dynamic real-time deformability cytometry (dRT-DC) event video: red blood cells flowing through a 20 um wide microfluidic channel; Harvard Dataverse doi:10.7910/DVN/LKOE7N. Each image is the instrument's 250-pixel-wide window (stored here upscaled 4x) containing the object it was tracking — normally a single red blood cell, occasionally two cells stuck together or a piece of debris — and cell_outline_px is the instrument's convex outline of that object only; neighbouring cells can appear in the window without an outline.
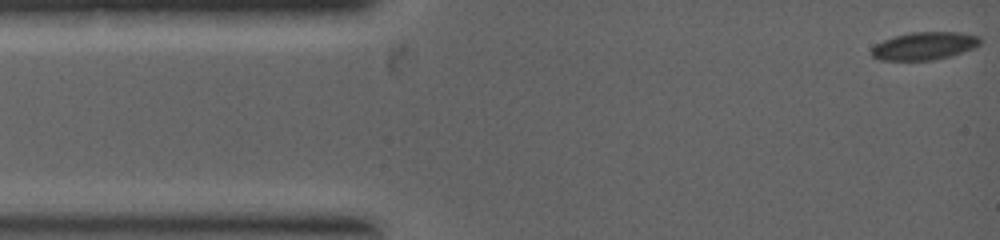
{"species": "common noctule bat (a hibernating species)", "species_latin": "Nyctalus noctula", "temperature_condition": "warm", "stored_images_in_passage": 12, "camera_frame_rate_fps": 5000, "um_per_image_px": 0.085, "animal": {"sex": "female", "body_mass_g": 19.0, "forearm_length_mm": 53.3}, "frame": {"image": 1, "passage_image": 1, "time_ms": 0.0, "image_size_px": [1000, 240], "cell_outline_px": [[980, 44], [972, 48], [952, 56], [932, 60], [880, 60], [872, 56], [872, 48], [876, 44], [884, 40], [896, 36], [912, 32], [960, 32], [980, 36]], "centroid_in_image_um": [78.59, 3.9], "position_along_channel_um": 6.4, "area_um2": 17.46}}
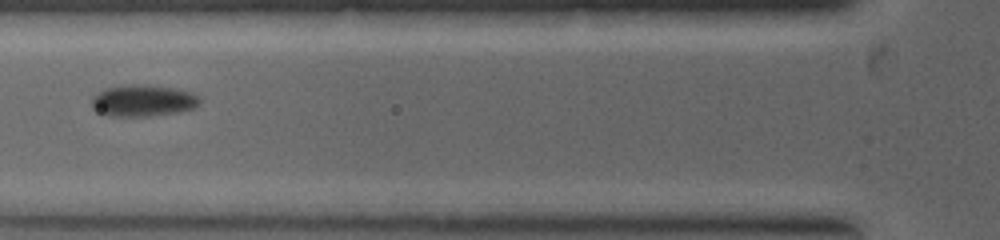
{"frame": {"image": 2, "passage_image": 9, "time_ms": 2.8, "image_size_px": [1000, 240], "cell_outline_px": [[200, 104], [192, 108], [176, 112], [148, 116], [108, 116], [96, 112], [92, 108], [92, 96], [96, 92], [104, 88], [132, 84], [144, 84], [176, 88], [196, 92], [200, 100]], "centroid_in_image_um": [12.13, 8.54], "position_along_channel_um": 113.7, "area_um2": 20.23}}
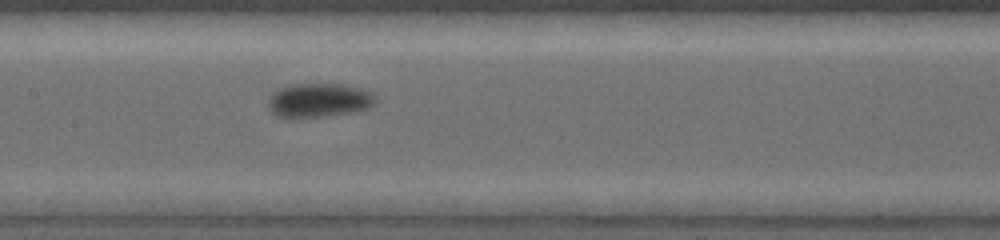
{"frame": {"image": 3, "passage_image": 12, "time_ms": 3.8, "image_size_px": [1000, 240], "cell_outline_px": [[376, 100], [368, 108], [356, 112], [288, 120], [284, 120], [276, 116], [268, 108], [268, 100], [272, 92], [276, 88], [288, 84], [340, 84], [360, 88], [376, 92]], "centroid_in_image_um": [27.05, 8.54], "position_along_channel_um": 180.4, "area_um2": 22.08}}